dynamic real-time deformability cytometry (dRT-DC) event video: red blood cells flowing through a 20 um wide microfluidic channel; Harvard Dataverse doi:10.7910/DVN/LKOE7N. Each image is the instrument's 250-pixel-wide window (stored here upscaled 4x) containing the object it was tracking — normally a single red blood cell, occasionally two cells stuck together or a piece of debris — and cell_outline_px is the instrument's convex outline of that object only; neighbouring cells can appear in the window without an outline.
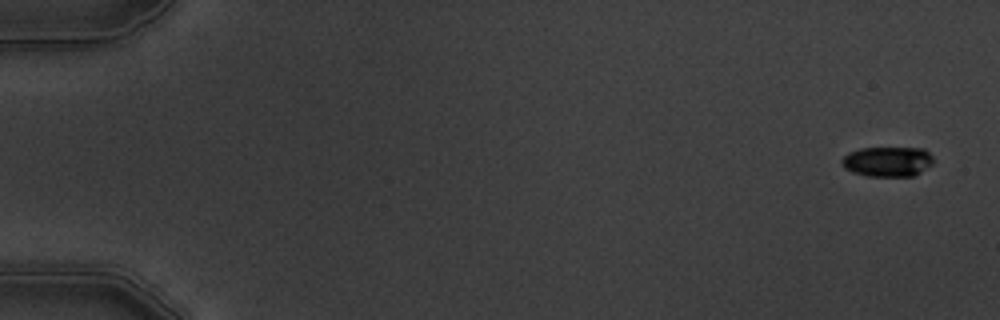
{"species": "common noctule bat (a hibernating species)", "species_latin": "Nyctalus noctula", "temperature_condition": "warm", "stored_images_in_passage": 5, "camera_frame_rate_fps": 3000, "um_per_image_px": 0.085, "animal": {"sex": "male", "body_mass_g": 19.5, "forearm_length_mm": 54.6}, "frame": {"image": 1, "passage_image": 1, "time_ms": 0.0, "image_size_px": [1000, 320], "cell_outline_px": [[932, 164], [916, 176], [868, 176], [852, 172], [844, 168], [840, 164], [840, 160], [848, 152], [860, 148], [924, 148], [932, 156]], "centroid_in_image_um": [75.42, 13.73], "position_along_channel_um": 9.6, "area_um2": 16.18}}
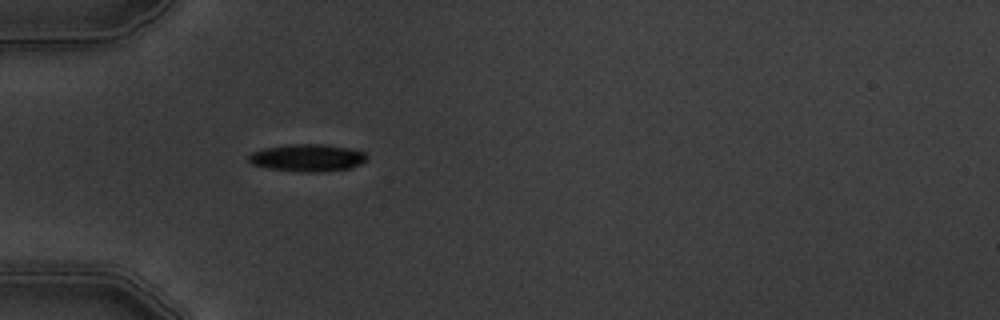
{"frame": {"image": 2, "passage_image": 5, "time_ms": 5.333, "image_size_px": [1000, 320], "cell_outline_px": [[368, 160], [360, 164], [348, 168], [320, 172], [304, 172], [268, 168], [252, 164], [248, 160], [248, 156], [252, 152], [264, 148], [288, 144], [324, 144], [352, 148], [364, 152], [368, 156]], "centroid_in_image_um": [26.16, 13.4], "position_along_channel_um": 58.8, "area_um2": 18.9}}